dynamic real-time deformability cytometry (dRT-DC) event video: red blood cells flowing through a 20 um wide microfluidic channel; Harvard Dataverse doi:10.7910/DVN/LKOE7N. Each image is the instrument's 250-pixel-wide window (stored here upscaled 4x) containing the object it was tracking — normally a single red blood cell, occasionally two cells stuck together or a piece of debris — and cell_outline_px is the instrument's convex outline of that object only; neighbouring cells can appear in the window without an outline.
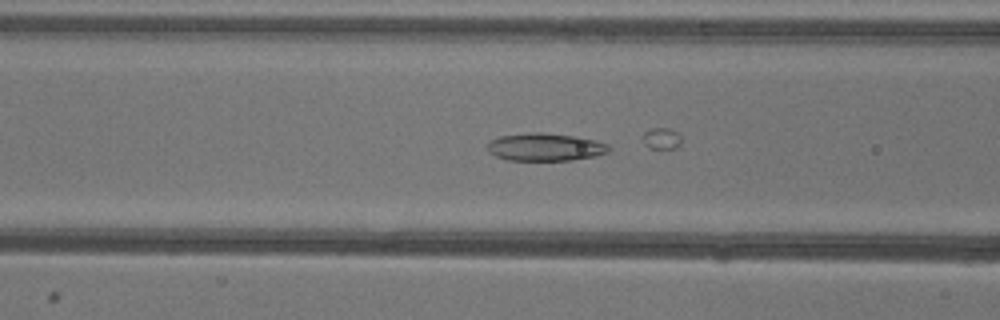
{"species": "common noctule bat (a hibernating species)", "species_latin": "Nyctalus noctula", "temperature_condition": "warm", "stored_images_in_passage": 52, "camera_frame_rate_fps": 3000, "um_per_image_px": 0.085, "animal": {"sex": "female"}, "frame": {"image": 1, "passage_image": 21, "time_ms": 6.667, "image_size_px": [1000, 320], "cell_outline_px": [[612, 148], [608, 152], [596, 156], [572, 160], [508, 160], [496, 156], [488, 152], [488, 144], [492, 140], [500, 136], [532, 132], [544, 132], [576, 136], [596, 140], [608, 144]], "centroid_in_image_um": [46.39, 12.49], "position_along_channel_um": 120.2, "area_um2": 19.71}}
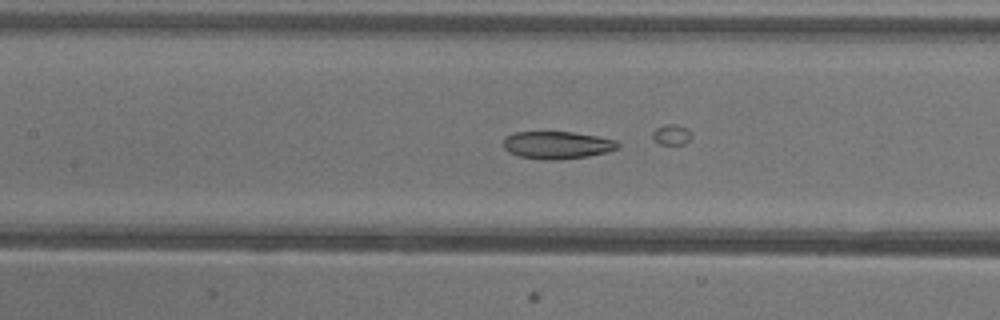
{"frame": {"image": 2, "passage_image": 24, "time_ms": 7.667, "image_size_px": [1000, 320], "cell_outline_px": [[620, 148], [608, 152], [588, 156], [556, 160], [540, 160], [520, 156], [508, 152], [504, 148], [504, 136], [516, 132], [572, 132], [596, 136], [616, 140], [620, 144]], "centroid_in_image_um": [47.37, 12.33], "position_along_channel_um": 160.0, "area_um2": 18.5}}
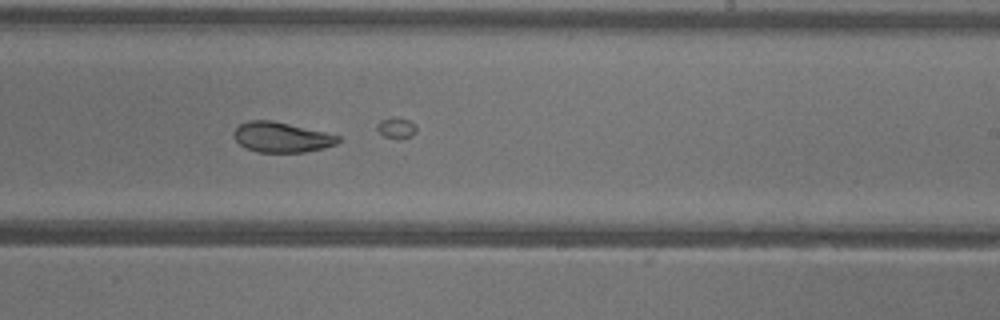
{"frame": {"image": 3, "passage_image": 32, "time_ms": 10.333, "image_size_px": [1000, 320], "cell_outline_px": [[340, 140], [336, 144], [324, 148], [304, 152], [256, 152], [240, 144], [236, 140], [232, 132], [240, 124], [248, 120], [272, 120], [324, 132], [340, 136]], "centroid_in_image_um": [23.92, 11.66], "position_along_channel_um": 265.1, "area_um2": 18.21}}